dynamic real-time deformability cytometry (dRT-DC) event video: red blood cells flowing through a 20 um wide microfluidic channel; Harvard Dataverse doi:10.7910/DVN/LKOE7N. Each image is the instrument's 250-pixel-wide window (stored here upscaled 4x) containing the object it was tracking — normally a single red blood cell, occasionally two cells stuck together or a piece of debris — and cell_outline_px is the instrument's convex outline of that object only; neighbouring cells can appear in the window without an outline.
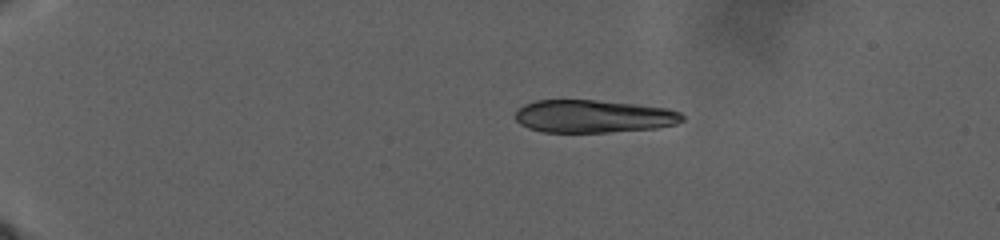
{"species": "human", "species_latin": "Homo sapiens", "temperature_condition": "warm", "stored_images_in_passage": 51, "camera_frame_rate_fps": 3000, "um_per_image_px": 0.085, "donor": {"sex": "male"}, "frame": {"image": 1, "passage_image": 1, "time_ms": 0.0, "image_size_px": [1000, 240], "cell_outline_px": [[684, 120], [676, 124], [656, 128], [608, 132], [540, 132], [528, 128], [520, 124], [516, 120], [516, 108], [524, 104], [536, 100], [596, 100], [636, 104], [668, 108], [680, 112], [684, 116]], "centroid_in_image_um": [50.43, 9.88], "position_along_channel_um": 34.6, "area_um2": 32.14}}
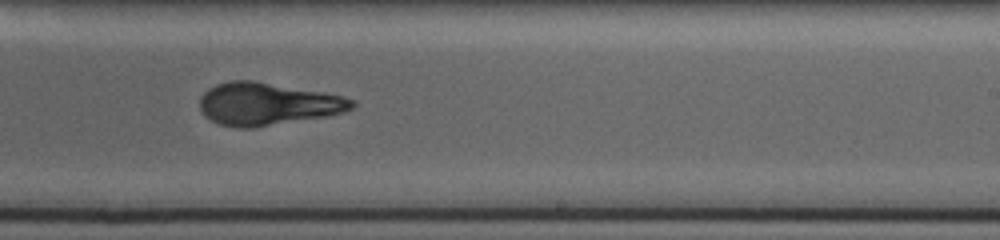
{"frame": {"image": 2, "passage_image": 28, "time_ms": 17.333, "image_size_px": [1000, 240], "cell_outline_px": [[356, 104], [352, 108], [344, 112], [328, 116], [256, 128], [236, 128], [220, 124], [204, 116], [200, 112], [200, 96], [208, 88], [216, 84], [232, 80], [252, 80], [344, 96], [356, 100]], "centroid_in_image_um": [22.72, 8.85], "position_along_channel_um": 266.3, "area_um2": 37.97}}
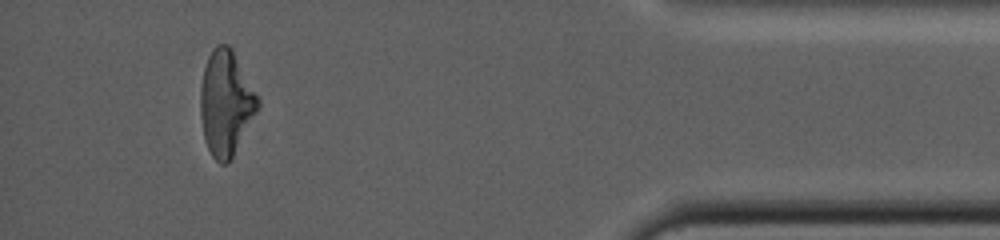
{"frame": {"image": 3, "passage_image": 48, "time_ms": 27.333, "image_size_px": [1000, 240], "cell_outline_px": [[260, 108], [228, 164], [220, 164], [212, 156], [204, 140], [200, 112], [200, 84], [204, 68], [208, 56], [212, 48], [216, 44], [228, 44], [232, 48], [260, 96]], "centroid_in_image_um": [19.22, 8.73], "position_along_channel_um": 416.0, "area_um2": 35.84}}